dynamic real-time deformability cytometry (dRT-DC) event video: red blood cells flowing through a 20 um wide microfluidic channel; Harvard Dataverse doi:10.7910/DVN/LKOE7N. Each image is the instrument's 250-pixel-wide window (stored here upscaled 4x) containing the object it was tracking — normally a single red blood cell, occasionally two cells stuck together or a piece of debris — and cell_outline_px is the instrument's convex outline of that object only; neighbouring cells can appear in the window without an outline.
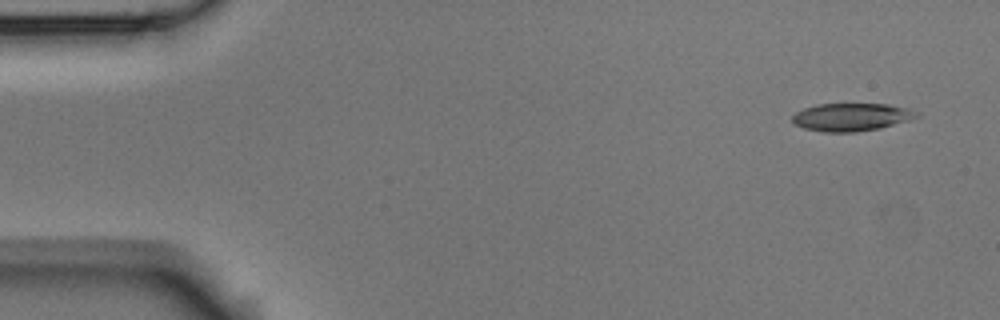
{"species": "Egyptian fruit bat (a non-hibernating species)", "species_latin": "Rousettus aegyptiacus", "temperature_condition": "room temperature", "stored_images_in_passage": 6, "camera_frame_rate_fps": 3000, "um_per_image_px": 0.085, "animal": {"sex": "male"}, "frame": {"image": 1, "passage_image": 1, "time_ms": 0.0, "image_size_px": [1000, 320], "cell_outline_px": [[920, 116], [908, 120], [880, 128], [856, 132], [824, 132], [804, 128], [796, 124], [792, 120], [792, 116], [796, 112], [804, 108], [816, 104], [888, 104], [908, 108], [920, 112]], "centroid_in_image_um": [72.39, 9.94], "position_along_channel_um": 12.6, "area_um2": 20.17}}
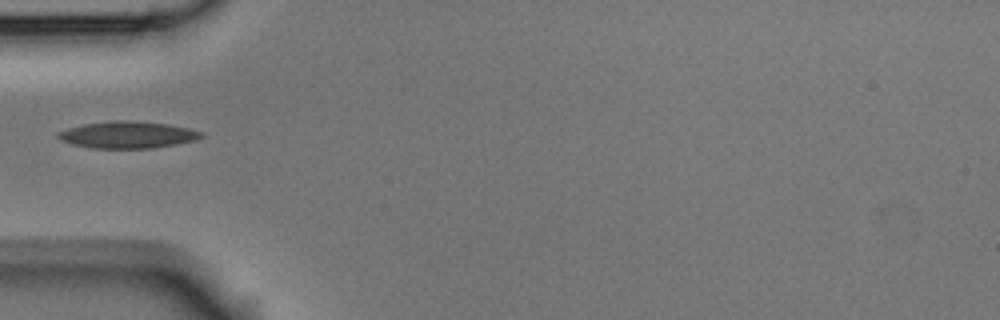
{"frame": {"image": 2, "passage_image": 5, "time_ms": 1.333, "image_size_px": [1000, 320], "cell_outline_px": [[204, 136], [196, 140], [176, 144], [152, 148], [92, 148], [72, 144], [60, 140], [56, 136], [56, 132], [68, 128], [84, 124], [112, 120], [128, 120], [168, 124], [188, 128], [204, 132]], "centroid_in_image_um": [10.84, 11.45], "position_along_channel_um": 74.2, "area_um2": 22.48}}
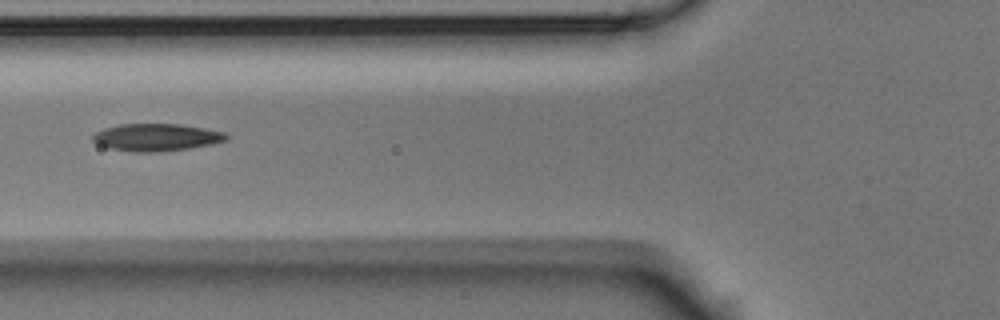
{"frame": {"image": 3, "passage_image": 6, "time_ms": 1.667, "image_size_px": [1000, 320], "cell_outline_px": [[228, 140], [212, 144], [188, 148], [160, 152], [132, 152], [112, 148], [100, 144], [92, 140], [92, 136], [96, 132], [104, 128], [120, 124], [180, 124], [204, 128], [224, 132], [228, 136]], "centroid_in_image_um": [13.32, 11.67], "position_along_channel_um": 112.5, "area_um2": 21.15}}